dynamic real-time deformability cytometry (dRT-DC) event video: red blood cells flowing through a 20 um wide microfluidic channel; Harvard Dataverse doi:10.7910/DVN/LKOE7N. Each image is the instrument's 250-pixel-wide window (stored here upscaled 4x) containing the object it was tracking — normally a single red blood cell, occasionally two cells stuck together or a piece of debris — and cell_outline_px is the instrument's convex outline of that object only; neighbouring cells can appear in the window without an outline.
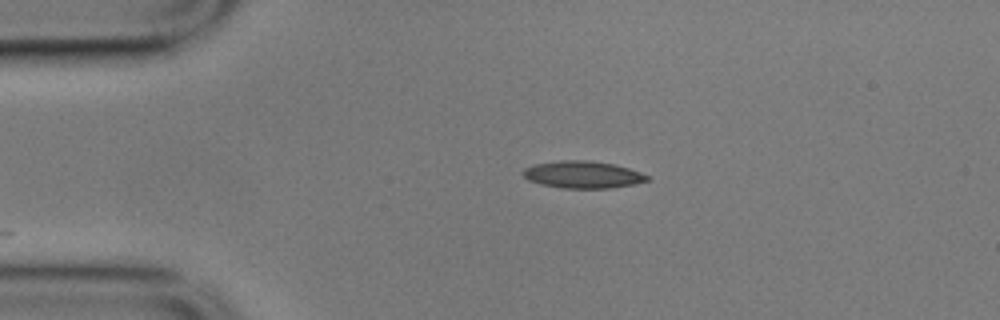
{"species": "common noctule bat (a hibernating species)", "species_latin": "Nyctalus noctula", "temperature_condition": "cold", "stored_images_in_passage": 21, "camera_frame_rate_fps": 3000, "um_per_image_px": 0.085, "animal": {"sex": "male", "body_mass_g": 17.9}, "frame": {"image": 1, "passage_image": 1, "time_ms": 0.0, "image_size_px": [1000, 320], "cell_outline_px": [[648, 180], [636, 184], [612, 188], [560, 188], [540, 184], [528, 180], [520, 172], [524, 168], [536, 164], [560, 160], [588, 160], [616, 164], [640, 172], [648, 176]], "centroid_in_image_um": [49.52, 14.84], "position_along_channel_um": 35.5, "area_um2": 19.77}}
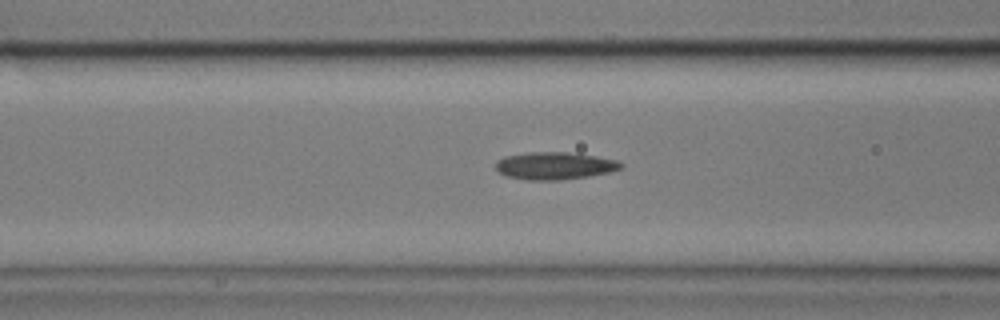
{"frame": {"image": 2, "passage_image": 11, "time_ms": 3.333, "image_size_px": [1000, 320], "cell_outline_px": [[624, 164], [620, 168], [608, 172], [588, 176], [560, 180], [528, 180], [508, 176], [500, 172], [496, 168], [496, 160], [504, 156], [528, 152], [568, 152], [596, 156], [616, 160]], "centroid_in_image_um": [47.12, 14.08], "position_along_channel_um": 119.5, "area_um2": 19.88}}
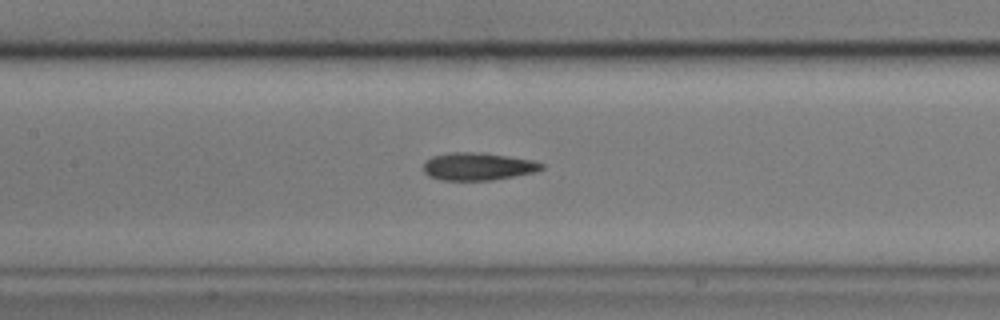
{"frame": {"image": 3, "passage_image": 15, "time_ms": 4.667, "image_size_px": [1000, 320], "cell_outline_px": [[544, 168], [532, 172], [492, 180], [440, 180], [428, 176], [424, 172], [424, 164], [432, 156], [452, 152], [480, 152], [508, 156], [532, 160], [544, 164]], "centroid_in_image_um": [40.6, 14.14], "position_along_channel_um": 166.8, "area_um2": 18.84}}